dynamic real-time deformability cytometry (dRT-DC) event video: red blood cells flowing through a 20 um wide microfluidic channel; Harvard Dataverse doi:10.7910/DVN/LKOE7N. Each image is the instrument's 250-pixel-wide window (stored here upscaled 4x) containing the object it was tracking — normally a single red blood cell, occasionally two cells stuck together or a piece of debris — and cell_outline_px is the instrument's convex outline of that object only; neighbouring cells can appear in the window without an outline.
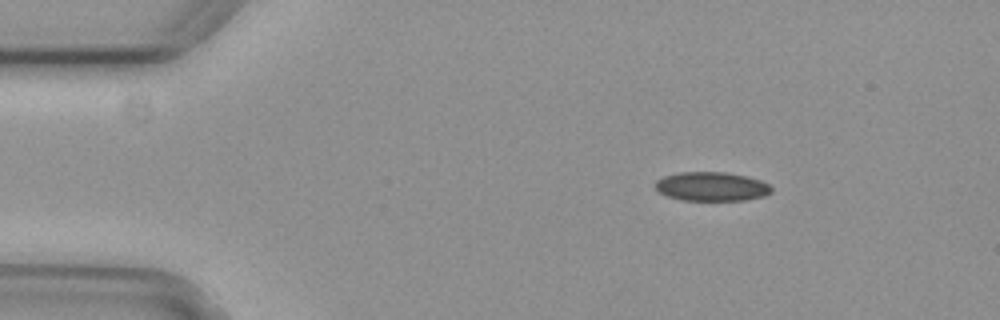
{"species": "common noctule bat (a hibernating species)", "species_latin": "Nyctalus noctula", "temperature_condition": "cold", "stored_images_in_passage": 4, "segment_of_instrument_passage": [1, 2], "camera_frame_rate_fps": 3000, "um_per_image_px": 0.085, "animal": {"sex": "female", "body_mass_g": 29.2, "forearm_length_mm": 56.3}, "frame": {"image": 1, "passage_image": 1, "time_ms": 0.0, "image_size_px": [1000, 320], "cell_outline_px": [[772, 192], [764, 196], [744, 200], [680, 200], [668, 196], [660, 192], [656, 188], [656, 180], [664, 176], [680, 172], [724, 172], [744, 176], [760, 180], [768, 184], [772, 188]], "centroid_in_image_um": [60.49, 15.85], "position_along_channel_um": 24.5, "area_um2": 19.48}}